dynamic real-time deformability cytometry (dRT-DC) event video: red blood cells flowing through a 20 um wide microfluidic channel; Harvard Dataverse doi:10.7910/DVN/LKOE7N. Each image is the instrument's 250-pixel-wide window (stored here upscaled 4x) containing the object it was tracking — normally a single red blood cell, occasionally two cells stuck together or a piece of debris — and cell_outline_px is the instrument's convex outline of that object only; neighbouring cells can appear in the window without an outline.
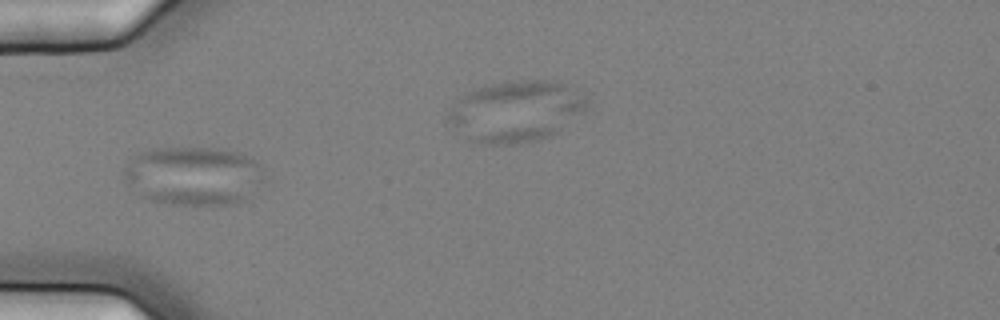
{"species": "common noctule bat (a hibernating species)", "species_latin": "Nyctalus noctula", "temperature_condition": "cold", "stored_images_in_passage": 7, "camera_frame_rate_fps": 3000, "um_per_image_px": 0.085, "animal": {"sex": "female", "body_mass_g": 25.1}, "frame": {"image": 1, "passage_image": 6, "time_ms": 1.667, "image_size_px": [1000, 320], "cell_outline_px": [[264, 180], [244, 200], [236, 204], [172, 204], [152, 200], [140, 196], [132, 192], [124, 176], [124, 168], [132, 156], [140, 152], [152, 148], [212, 148], [240, 152], [252, 156], [264, 168]], "centroid_in_image_um": [16.45, 14.93], "position_along_channel_um": 68.6, "area_um2": 48.49}}